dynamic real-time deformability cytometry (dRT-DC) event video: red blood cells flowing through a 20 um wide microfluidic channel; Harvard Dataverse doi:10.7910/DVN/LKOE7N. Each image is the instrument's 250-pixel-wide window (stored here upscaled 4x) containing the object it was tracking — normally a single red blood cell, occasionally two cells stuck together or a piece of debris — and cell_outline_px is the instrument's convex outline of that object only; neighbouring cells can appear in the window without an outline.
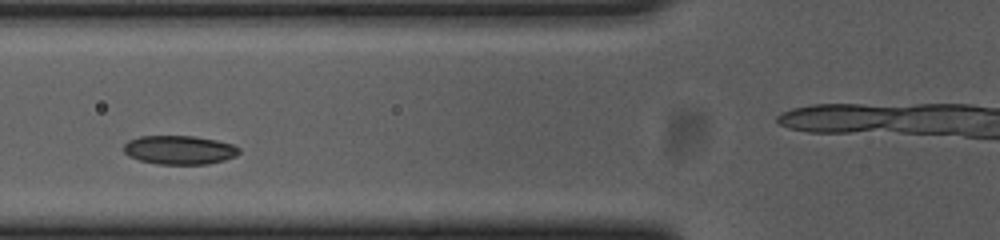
{"species": "common noctule bat (a hibernating species)", "species_latin": "Nyctalus noctula", "temperature_condition": "cold", "stored_images_in_passage": 29, "camera_frame_rate_fps": 3000, "um_per_image_px": 0.085, "animal": {"sex": "female", "body_mass_g": 23.0, "forearm_length_mm": 53.4}, "frame": {"image": 1, "passage_image": 9, "time_ms": 2.667, "image_size_px": [1000, 240], "cell_outline_px": [[240, 152], [236, 156], [224, 160], [208, 164], [160, 164], [140, 160], [128, 156], [124, 152], [124, 144], [128, 140], [140, 136], [196, 136], [216, 140], [232, 144], [240, 148]], "centroid_in_image_um": [15.26, 12.74], "position_along_channel_um": 110.5, "area_um2": 19.42}, "authors_computed_cell_mechanics": {"area_um2": 19.1896, "velocity_mm_per_s": 3.5814, "shape_relaxation_time_tau1_ms": 2.0755, "shape_relaxation_time_tau2_ms": 4.8007, "deformation_change_tau1": 0.0294, "deformation_change_tau2": 0.0722}}